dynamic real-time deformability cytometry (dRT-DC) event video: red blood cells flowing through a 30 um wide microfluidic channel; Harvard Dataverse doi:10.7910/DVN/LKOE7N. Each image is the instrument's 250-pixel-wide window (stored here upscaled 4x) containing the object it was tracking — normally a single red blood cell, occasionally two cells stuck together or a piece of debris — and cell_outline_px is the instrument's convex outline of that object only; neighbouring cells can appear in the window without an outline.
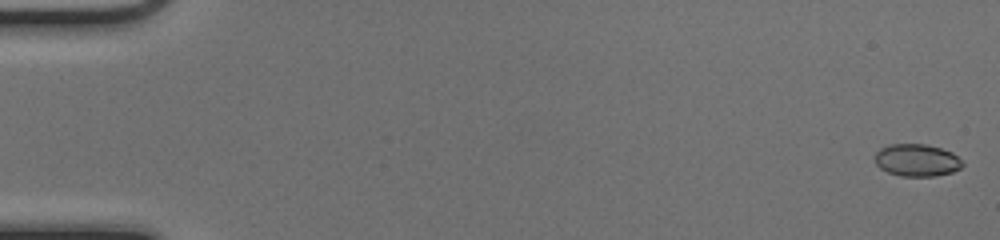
{"species": "common noctule bat (a hibernating species)", "species_latin": "Nyctalus noctula", "temperature_condition": "cold", "stored_images_in_passage": 39, "camera_frame_rate_fps": 3000, "um_per_image_px": 0.085, "animal": {"sex": "female", "body_mass_g": 17.0, "forearm_length_mm": 48.0}, "frame": {"image": 1, "passage_image": 1, "time_ms": 0.0, "image_size_px": [1000, 240], "cell_outline_px": [[964, 164], [960, 168], [952, 172], [936, 176], [900, 176], [888, 172], [880, 168], [876, 164], [876, 152], [880, 148], [888, 144], [924, 144], [940, 148], [952, 152]], "centroid_in_image_um": [77.92, 13.62], "position_along_channel_um": 7.1, "area_um2": 16.42}}
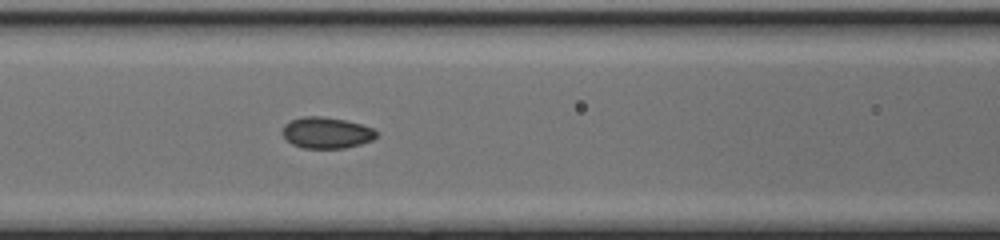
{"frame": {"image": 2, "passage_image": 23, "time_ms": 7.333, "image_size_px": [1000, 240], "cell_outline_px": [[376, 136], [372, 140], [360, 144], [344, 148], [304, 148], [292, 144], [280, 132], [284, 124], [292, 120], [304, 116], [320, 116], [344, 120], [360, 124], [372, 128], [376, 132]], "centroid_in_image_um": [27.71, 11.28], "position_along_channel_um": 138.9, "area_um2": 16.94}}
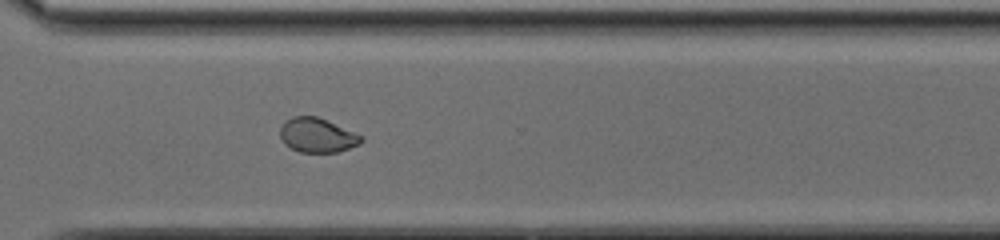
{"frame": {"image": 3, "passage_image": 38, "time_ms": 12.333, "image_size_px": [1000, 240], "cell_outline_px": [[364, 140], [360, 144], [336, 152], [300, 152], [284, 144], [280, 136], [280, 128], [292, 116], [316, 116], [364, 136]], "centroid_in_image_um": [26.98, 11.5], "position_along_channel_um": 343.6, "area_um2": 16.07}}